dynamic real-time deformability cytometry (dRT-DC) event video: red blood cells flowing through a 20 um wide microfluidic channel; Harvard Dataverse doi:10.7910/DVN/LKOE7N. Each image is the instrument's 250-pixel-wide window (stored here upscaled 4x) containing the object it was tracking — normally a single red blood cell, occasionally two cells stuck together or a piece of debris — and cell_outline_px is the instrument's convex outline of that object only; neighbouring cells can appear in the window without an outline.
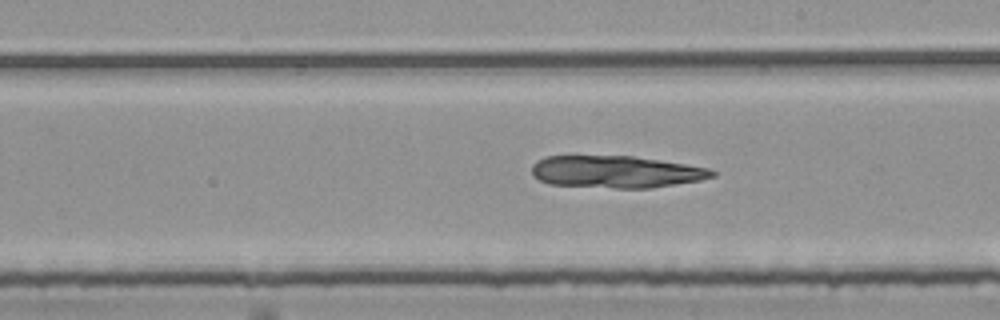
{"species": "common noctule bat (a hibernating species)", "species_latin": "Nyctalus noctula", "temperature_condition": "room temperature", "stored_images_in_passage": 53, "camera_frame_rate_fps": 3000, "um_per_image_px": 0.085, "animal": {"sex": "female", "body_mass_g": 25.1}, "frame": {"image": 1, "passage_image": 30, "time_ms": 9.667, "image_size_px": [1000, 320], "cell_outline_px": [[716, 176], [700, 180], [648, 188], [616, 188], [548, 184], [532, 176], [532, 164], [536, 160], [548, 156], [632, 156], [660, 160], [708, 168], [716, 172]], "centroid_in_image_um": [52.32, 14.6], "position_along_channel_um": 236.7, "area_um2": 33.64}}
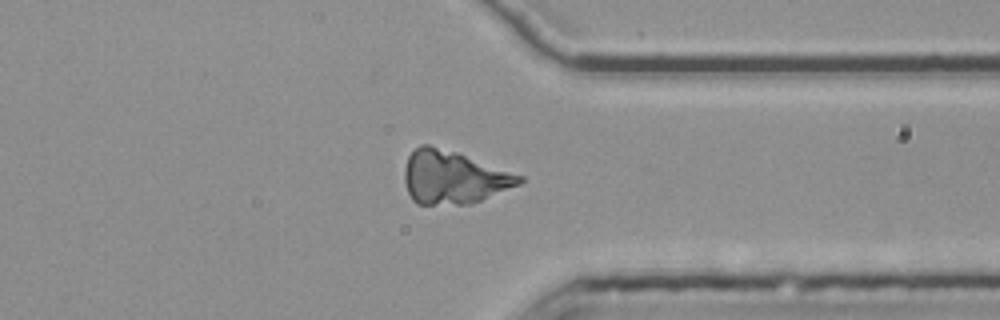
{"frame": {"image": 2, "passage_image": 41, "time_ms": 13.333, "image_size_px": [1000, 320], "cell_outline_px": [[524, 180], [520, 184], [472, 204], [416, 204], [412, 200], [408, 192], [404, 180], [404, 168], [408, 156], [420, 144], [428, 144], [456, 152], [524, 176]], "centroid_in_image_um": [38.53, 15.08], "position_along_channel_um": 372.9, "area_um2": 35.43}}
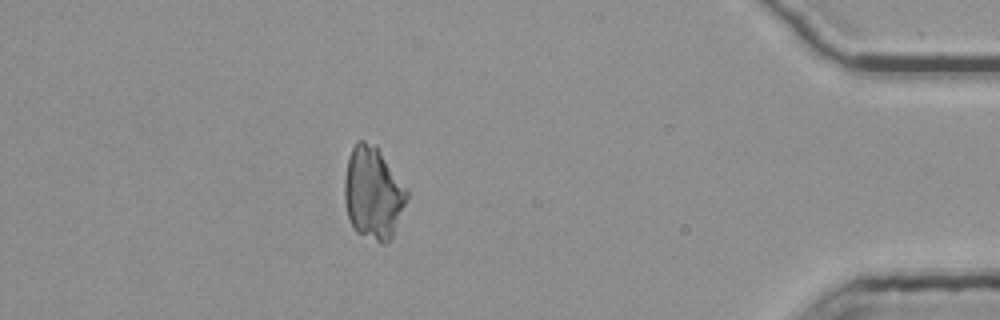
{"frame": {"image": 3, "passage_image": 47, "time_ms": 15.333, "image_size_px": [1000, 320], "cell_outline_px": [[408, 196], [392, 236], [388, 244], [380, 244], [356, 232], [348, 216], [344, 200], [344, 180], [348, 156], [356, 140], [364, 140], [376, 144], [408, 192]], "centroid_in_image_um": [31.68, 16.4], "position_along_channel_um": 403.5, "area_um2": 33.58}}